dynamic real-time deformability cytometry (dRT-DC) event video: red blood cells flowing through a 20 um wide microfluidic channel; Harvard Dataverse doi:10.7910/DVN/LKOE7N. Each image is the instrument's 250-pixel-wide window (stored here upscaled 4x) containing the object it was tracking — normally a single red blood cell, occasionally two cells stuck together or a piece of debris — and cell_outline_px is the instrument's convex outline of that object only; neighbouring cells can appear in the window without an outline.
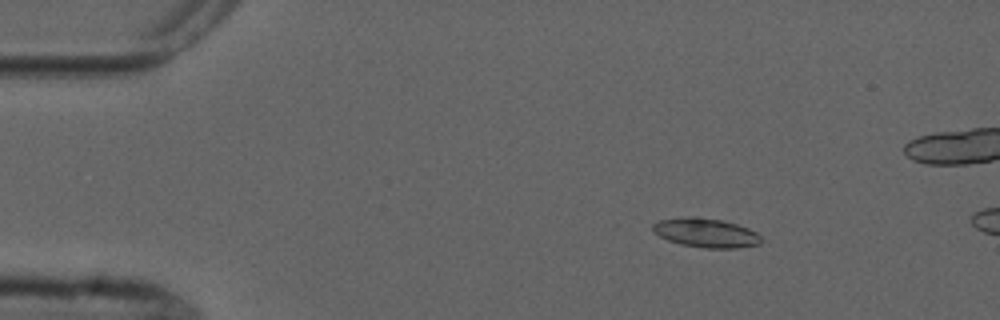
{"species": "common noctule bat (a hibernating species)", "species_latin": "Nyctalus noctula", "temperature_condition": "cold", "stored_images_in_passage": 6, "camera_frame_rate_fps": 3000, "um_per_image_px": 0.085, "animal": {"sex": "male", "forearm_length_mm": 52.5}, "frame": {"image": 1, "passage_image": 3, "time_ms": 2.0, "image_size_px": [1000, 320], "cell_outline_px": [[764, 240], [760, 244], [736, 248], [704, 248], [680, 244], [668, 240], [660, 236], [652, 228], [652, 224], [660, 220], [688, 216], [692, 216], [720, 220], [736, 224], [748, 228], [756, 232]], "centroid_in_image_um": [60.02, 19.79], "position_along_channel_um": 25.0, "area_um2": 18.32}}